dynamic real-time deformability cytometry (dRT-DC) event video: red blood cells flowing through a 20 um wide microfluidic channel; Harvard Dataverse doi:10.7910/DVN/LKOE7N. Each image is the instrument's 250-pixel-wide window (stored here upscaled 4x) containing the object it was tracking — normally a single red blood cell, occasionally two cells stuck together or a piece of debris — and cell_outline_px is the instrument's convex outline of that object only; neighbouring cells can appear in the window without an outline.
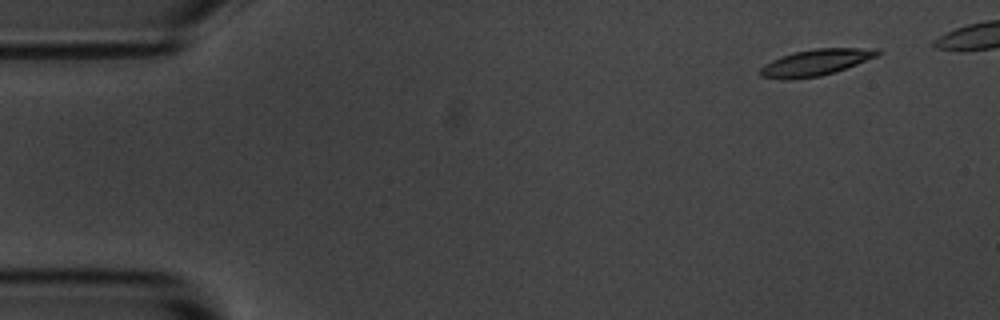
{"species": "common noctule bat (a hibernating species)", "species_latin": "Nyctalus noctula", "temperature_condition": "room temperature", "stored_images_in_passage": 5, "camera_frame_rate_fps": 3000, "um_per_image_px": 0.085, "animal": {"sex": "male", "body_mass_g": 20.1, "forearm_length_mm": 53.5}, "frame": {"image": 1, "passage_image": 1, "time_ms": 0.0, "image_size_px": [1000, 320], "cell_outline_px": [[884, 52], [876, 56], [836, 72], [820, 76], [784, 80], [760, 76], [756, 72], [764, 64], [780, 56], [796, 52], [816, 48], [880, 48]], "centroid_in_image_um": [69.32, 5.31], "position_along_channel_um": 15.7, "area_um2": 18.15}}